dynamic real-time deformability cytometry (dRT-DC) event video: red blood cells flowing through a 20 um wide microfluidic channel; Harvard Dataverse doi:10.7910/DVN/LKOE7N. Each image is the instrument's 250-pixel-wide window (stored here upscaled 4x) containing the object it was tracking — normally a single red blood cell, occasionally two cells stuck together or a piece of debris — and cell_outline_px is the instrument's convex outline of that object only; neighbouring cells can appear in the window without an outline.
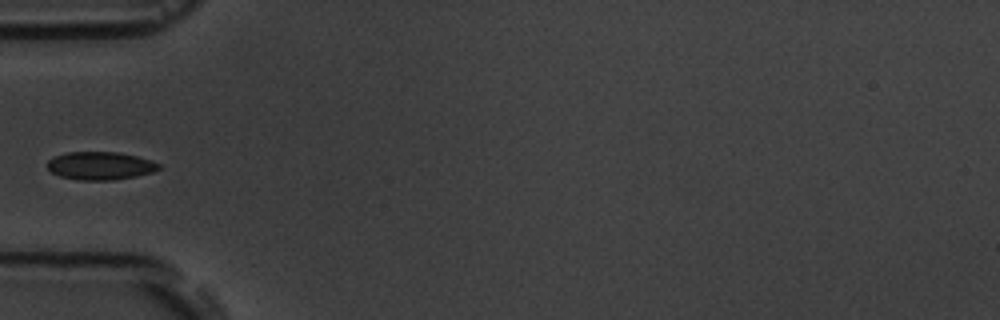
{"species": "common noctule bat (a hibernating species)", "species_latin": "Nyctalus noctula", "temperature_condition": "room temperature", "stored_images_in_passage": 6, "camera_frame_rate_fps": 3000, "um_per_image_px": 0.085, "animal": {"sex": "male", "body_mass_g": 19.5, "forearm_length_mm": 54.6}, "frame": {"image": 1, "passage_image": 4, "time_ms": 4.333, "image_size_px": [1000, 320], "cell_outline_px": [[160, 168], [152, 172], [136, 176], [112, 180], [80, 180], [60, 176], [52, 172], [48, 168], [48, 160], [56, 156], [68, 152], [116, 152], [136, 156], [160, 164]], "centroid_in_image_um": [8.51, 14.09], "position_along_channel_um": 76.5, "area_um2": 17.92}}
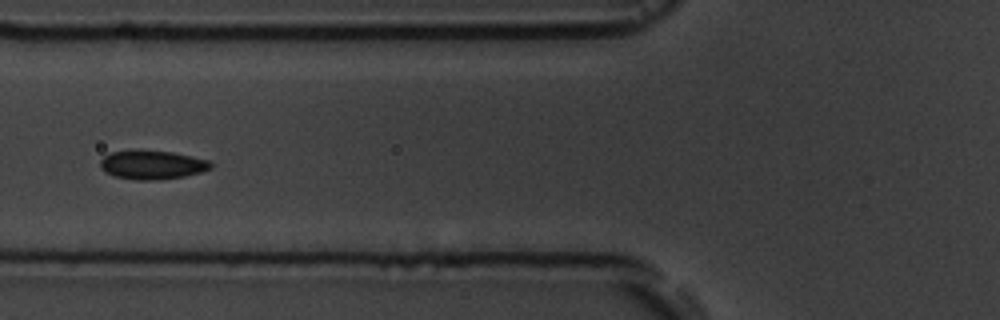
{"frame": {"image": 2, "passage_image": 5, "time_ms": 5.333, "image_size_px": [1000, 320], "cell_outline_px": [[212, 168], [200, 172], [184, 176], [160, 180], [136, 180], [116, 176], [104, 172], [100, 168], [100, 160], [104, 156], [112, 152], [172, 152], [192, 156], [208, 160], [212, 164]], "centroid_in_image_um": [12.95, 14.04], "position_along_channel_um": 112.9, "area_um2": 18.09}}
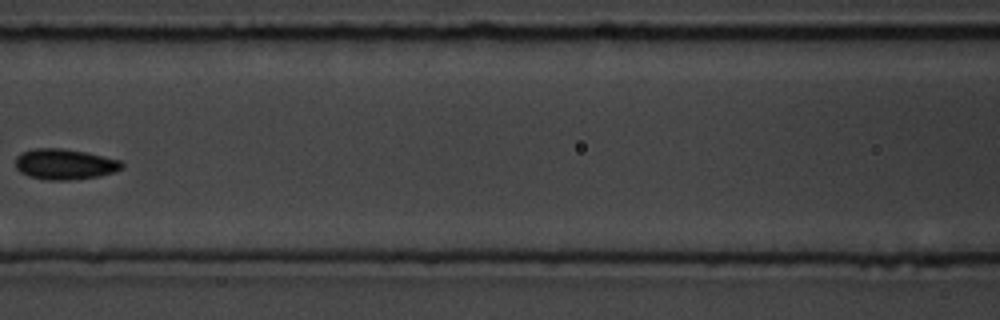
{"frame": {"image": 3, "passage_image": 6, "time_ms": 6.667, "image_size_px": [1000, 320], "cell_outline_px": [[124, 168], [116, 172], [100, 176], [72, 180], [48, 180], [28, 176], [20, 172], [16, 168], [16, 156], [20, 152], [36, 148], [60, 148], [84, 152], [120, 160], [124, 164]], "centroid_in_image_um": [5.51, 13.96], "position_along_channel_um": 161.1, "area_um2": 19.13}}